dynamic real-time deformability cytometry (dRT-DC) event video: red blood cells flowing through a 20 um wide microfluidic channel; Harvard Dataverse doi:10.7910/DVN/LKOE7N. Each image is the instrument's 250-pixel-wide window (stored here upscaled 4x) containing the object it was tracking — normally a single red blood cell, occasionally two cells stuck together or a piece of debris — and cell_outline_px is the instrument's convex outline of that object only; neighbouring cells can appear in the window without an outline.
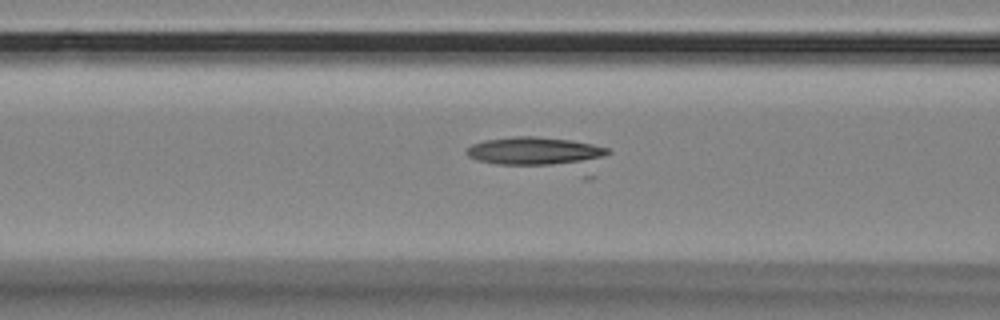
{"species": "Egyptian fruit bat (a non-hibernating species)", "species_latin": "Rousettus aegyptiacus", "temperature_condition": "room temperature", "stored_images_in_passage": 40, "camera_frame_rate_fps": 3000, "um_per_image_px": 0.085, "animal": {"sex": "female"}, "frame": {"image": 1, "passage_image": 17, "time_ms": 5.333, "image_size_px": [1000, 320], "cell_outline_px": [[612, 152], [596, 176], [592, 180], [584, 180], [496, 164], [476, 160], [468, 156], [464, 152], [472, 144], [484, 140], [512, 136], [536, 136], [572, 140], [592, 144], [608, 148]], "centroid_in_image_um": [46.16, 13.21], "position_along_channel_um": 120.4, "area_um2": 30.87}}
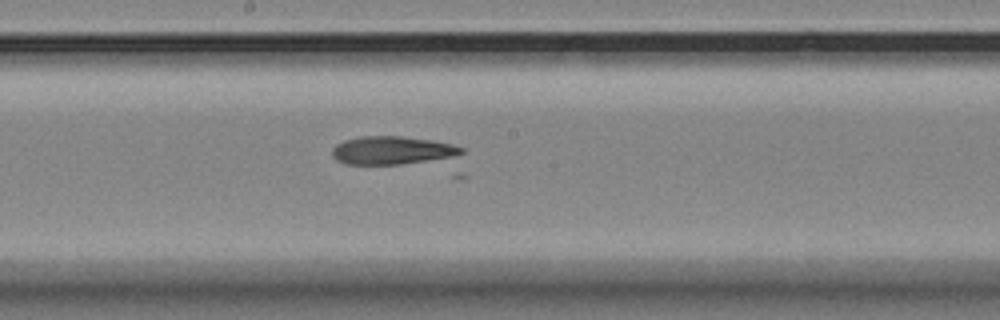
{"frame": {"image": 2, "passage_image": 25, "time_ms": 8.0, "image_size_px": [1000, 320], "cell_outline_px": [[464, 152], [452, 156], [400, 164], [344, 164], [336, 160], [332, 156], [332, 148], [336, 144], [344, 140], [360, 136], [404, 136], [432, 140], [452, 144], [464, 148]], "centroid_in_image_um": [33.26, 12.76], "position_along_channel_um": 214.9, "area_um2": 21.04}}
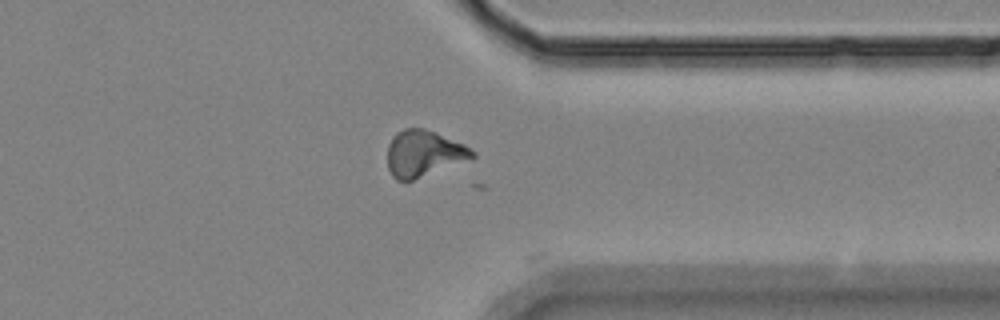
{"frame": {"image": 3, "passage_image": 39, "time_ms": 12.667, "image_size_px": [1000, 320], "cell_outline_px": [[476, 156], [412, 180], [396, 180], [392, 176], [388, 168], [388, 144], [392, 136], [396, 132], [404, 128], [424, 128], [436, 132], [464, 144], [476, 152]], "centroid_in_image_um": [35.98, 13.02], "position_along_channel_um": 375.4, "area_um2": 22.66}}